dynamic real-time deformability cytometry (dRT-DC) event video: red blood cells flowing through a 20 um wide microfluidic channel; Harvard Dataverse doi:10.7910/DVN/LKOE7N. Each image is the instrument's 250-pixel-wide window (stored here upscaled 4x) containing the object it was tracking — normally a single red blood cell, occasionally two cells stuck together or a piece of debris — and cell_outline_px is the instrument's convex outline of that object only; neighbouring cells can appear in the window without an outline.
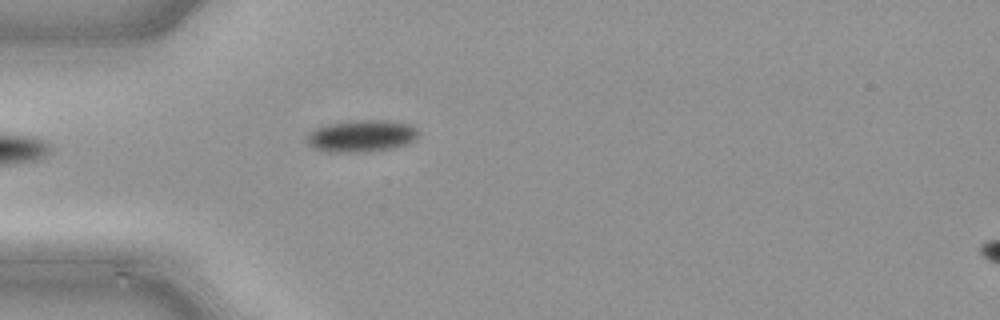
{"species": "common noctule bat (a hibernating species)", "species_latin": "Nyctalus noctula", "temperature_condition": "cold", "stored_images_in_passage": 35, "camera_frame_rate_fps": 3000, "um_per_image_px": 0.085, "animal": {"sex": "male", "body_mass_g": 21.5, "forearm_length_mm": 52.0}, "frame": {"image": 1, "passage_image": 1, "time_ms": 0.0, "image_size_px": [1000, 320], "cell_outline_px": [[416, 140], [408, 144], [392, 148], [368, 152], [328, 152], [312, 148], [304, 140], [304, 136], [308, 132], [316, 128], [328, 124], [352, 120], [388, 120], [408, 124], [416, 128]], "centroid_in_image_um": [30.66, 11.57], "position_along_channel_um": 54.3, "area_um2": 21.1}}
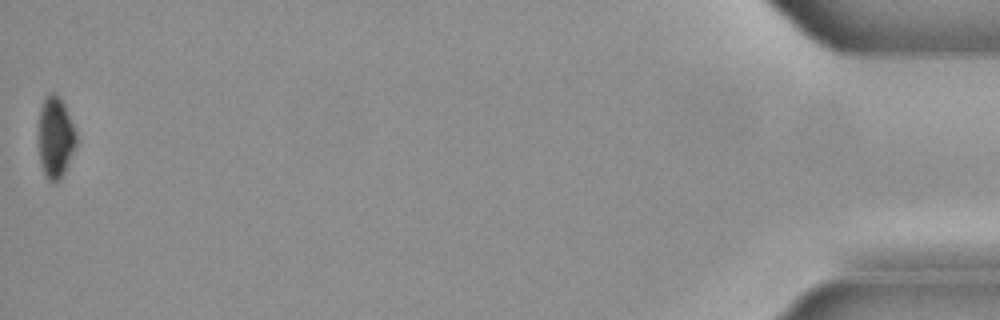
{"frame": {"image": 2, "passage_image": 35, "time_ms": 11.333, "image_size_px": [1000, 320], "cell_outline_px": [[76, 144], [64, 172], [60, 180], [56, 184], [48, 180], [44, 176], [40, 164], [40, 108], [48, 92], [56, 92], [60, 96], [64, 104], [76, 132]], "centroid_in_image_um": [4.72, 11.68], "position_along_channel_um": 430.5, "area_um2": 17.69}}